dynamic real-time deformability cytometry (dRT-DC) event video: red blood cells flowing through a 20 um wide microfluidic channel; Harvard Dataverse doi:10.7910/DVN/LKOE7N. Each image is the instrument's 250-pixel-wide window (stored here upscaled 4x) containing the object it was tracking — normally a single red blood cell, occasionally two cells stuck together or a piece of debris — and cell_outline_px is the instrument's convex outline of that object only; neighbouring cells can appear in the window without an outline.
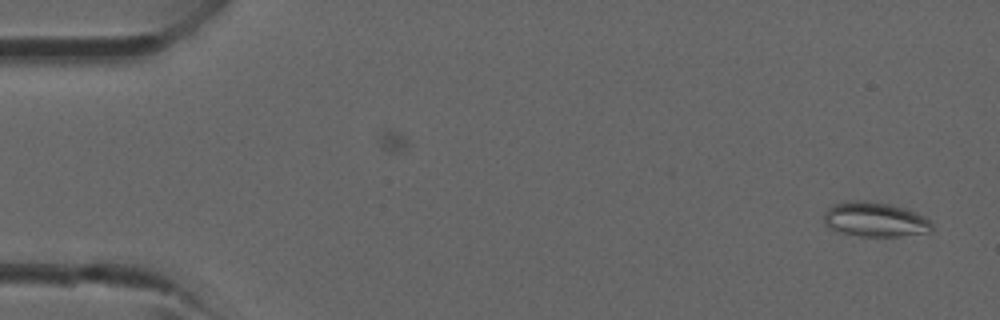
{"species": "common noctule bat (a hibernating species)", "species_latin": "Nyctalus noctula", "temperature_condition": "room temperature", "stored_images_in_passage": 40, "camera_frame_rate_fps": 3000, "um_per_image_px": 0.085, "animal": {"sex": "male", "forearm_length_mm": 52.5}, "frame": {"image": 1, "passage_image": 1, "time_ms": 0.0, "image_size_px": [1000, 320], "cell_outline_px": [[932, 228], [928, 232], [900, 236], [860, 236], [840, 232], [824, 224], [824, 212], [828, 208], [836, 204], [852, 200], [864, 200], [888, 204], [908, 208], [924, 216], [932, 224]], "centroid_in_image_um": [74.38, 18.65], "position_along_channel_um": 10.6, "area_um2": 21.68}}
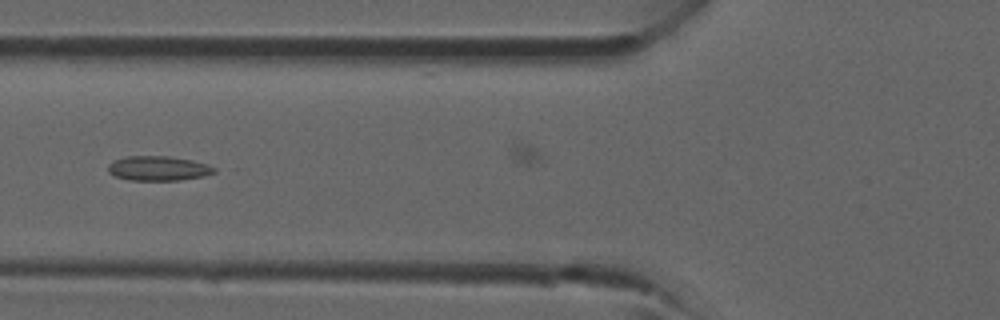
{"frame": {"image": 2, "passage_image": 15, "time_ms": 4.667, "image_size_px": [1000, 320], "cell_outline_px": [[216, 172], [204, 176], [180, 180], [128, 180], [116, 176], [108, 172], [108, 164], [112, 160], [124, 156], [168, 156], [192, 160], [208, 164], [216, 168]], "centroid_in_image_um": [13.44, 14.3], "position_along_channel_um": 112.4, "area_um2": 15.37}}
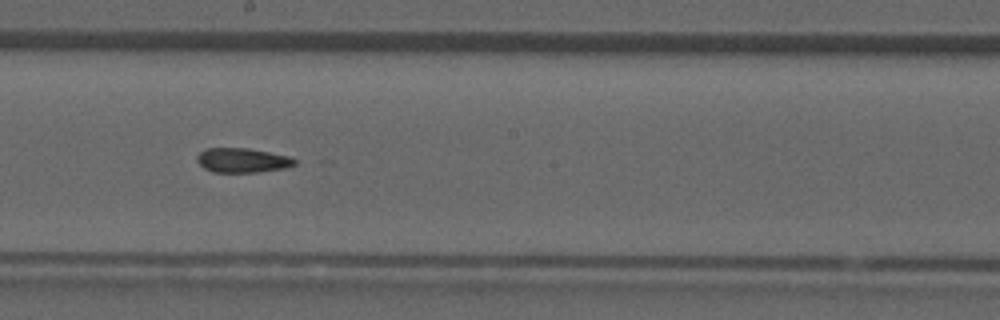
{"frame": {"image": 3, "passage_image": 22, "time_ms": 7.0, "image_size_px": [1000, 320], "cell_outline_px": [[296, 164], [284, 168], [256, 172], [212, 172], [204, 168], [196, 160], [196, 156], [204, 148], [248, 148], [292, 156], [296, 160]], "centroid_in_image_um": [20.6, 13.61], "position_along_channel_um": 227.6, "area_um2": 14.05}}